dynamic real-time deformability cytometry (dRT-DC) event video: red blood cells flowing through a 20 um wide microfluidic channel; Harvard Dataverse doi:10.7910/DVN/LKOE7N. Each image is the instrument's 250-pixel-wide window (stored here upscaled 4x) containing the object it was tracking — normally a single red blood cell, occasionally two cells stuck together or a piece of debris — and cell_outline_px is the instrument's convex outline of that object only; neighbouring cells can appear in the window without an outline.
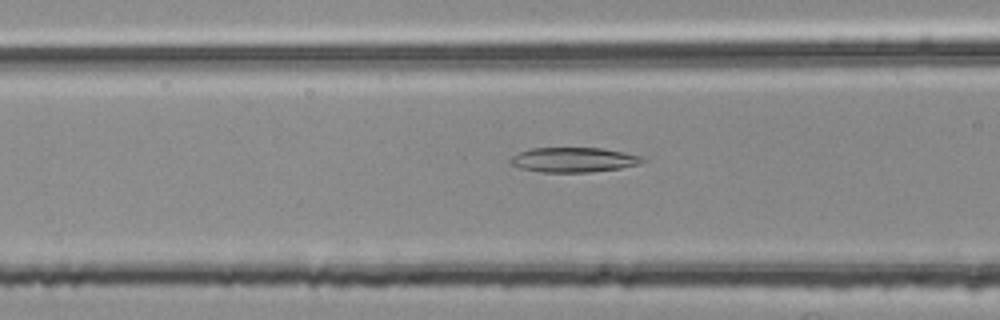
{"species": "common noctule bat (a hibernating species)", "species_latin": "Nyctalus noctula", "temperature_condition": "room temperature", "stored_images_in_passage": 45, "camera_frame_rate_fps": 3000, "um_per_image_px": 0.085, "animal": {"sex": "female", "body_mass_g": 25.1}, "frame": {"image": 1, "passage_image": 12, "time_ms": 3.667, "image_size_px": [1000, 320], "cell_outline_px": [[648, 160], [636, 164], [620, 168], [588, 172], [540, 172], [520, 168], [512, 164], [508, 160], [512, 156], [520, 152], [532, 148], [600, 148], [624, 152], [644, 156]], "centroid_in_image_um": [48.77, 13.58], "position_along_channel_um": 117.8, "area_um2": 19.02}}
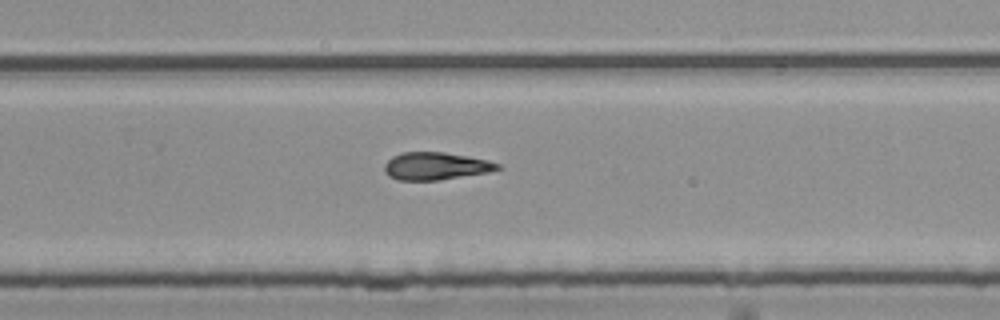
{"frame": {"image": 2, "passage_image": 26, "time_ms": 8.333, "image_size_px": [1000, 320], "cell_outline_px": [[500, 168], [488, 172], [440, 180], [396, 180], [388, 176], [384, 168], [384, 164], [392, 156], [400, 152], [444, 152], [468, 156], [488, 160], [500, 164]], "centroid_in_image_um": [37.0, 14.11], "position_along_channel_um": 292.8, "area_um2": 18.21}}
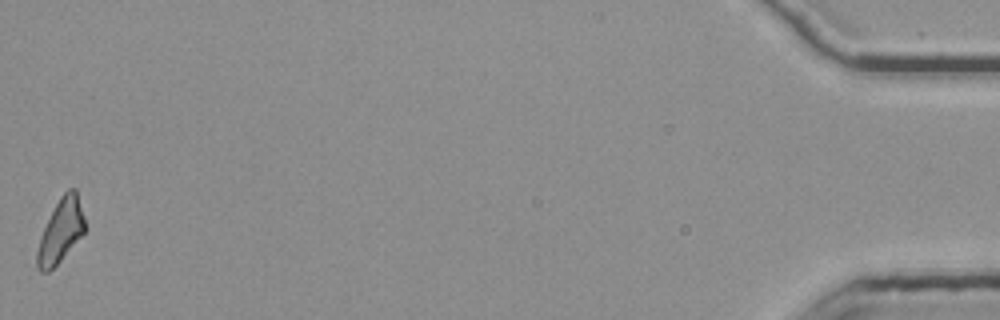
{"frame": {"image": 3, "passage_image": 45, "time_ms": 14.667, "image_size_px": [1000, 320], "cell_outline_px": [[84, 232], [60, 260], [48, 272], [40, 272], [36, 268], [36, 252], [40, 236], [60, 196], [68, 188], [76, 188], [84, 216]], "centroid_in_image_um": [5.14, 19.62], "position_along_channel_um": 430.1, "area_um2": 17.34}, "authors_computed_cell_mechanics": {"area_um2": 18.5538, "velocity_mm_per_s": 3.7574, "shape_relaxation_time_tau1_ms": null, "shape_relaxation_time_tau2_ms": 6.2425, "deformation_change_tau1": null, "deformation_change_tau2": 0.1768}}